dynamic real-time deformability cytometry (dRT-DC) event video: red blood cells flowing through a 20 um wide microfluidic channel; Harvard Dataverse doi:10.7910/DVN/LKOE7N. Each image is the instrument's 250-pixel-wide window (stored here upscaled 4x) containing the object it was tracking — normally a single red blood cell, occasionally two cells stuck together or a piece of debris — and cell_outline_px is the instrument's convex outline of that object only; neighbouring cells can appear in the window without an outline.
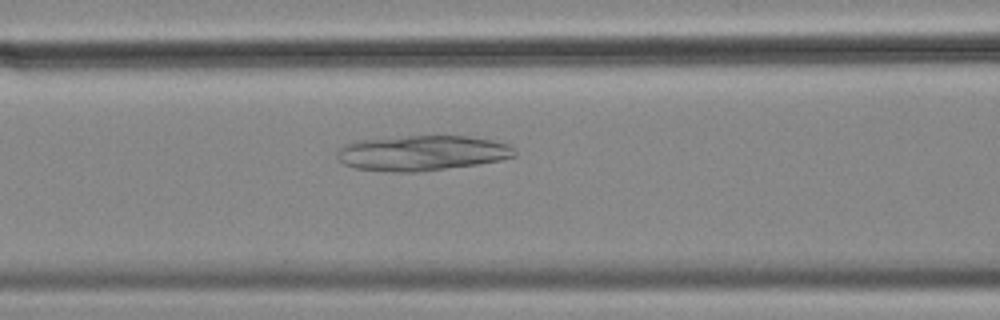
{"species": "common noctule bat (a hibernating species)", "species_latin": "Nyctalus noctula", "temperature_condition": "cold", "stored_images_in_passage": 50, "camera_frame_rate_fps": 3000, "um_per_image_px": 0.085, "animal": {"sex": "female", "body_mass_g": 18.4}, "frame": {"image": 1, "passage_image": 17, "time_ms": 5.333, "image_size_px": [1000, 320], "cell_outline_px": [[516, 156], [500, 160], [476, 164], [416, 172], [392, 172], [352, 168], [336, 160], [336, 152], [344, 144], [356, 140], [408, 136], [468, 136], [492, 140], [508, 144], [516, 152]], "centroid_in_image_um": [35.8, 13.01], "position_along_channel_um": 130.8, "area_um2": 36.53}}
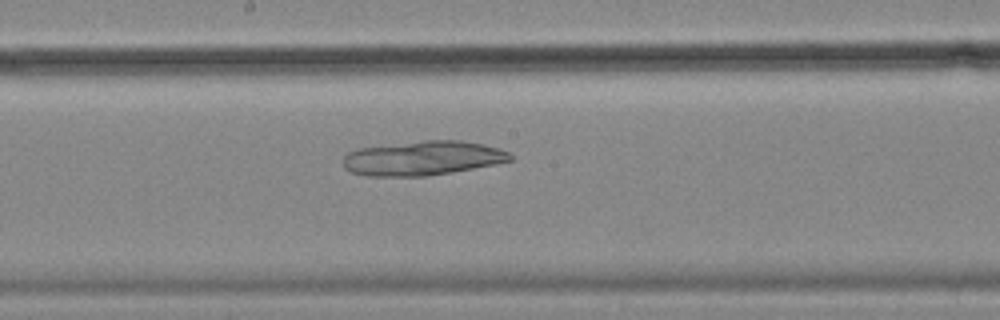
{"frame": {"image": 2, "passage_image": 24, "time_ms": 7.667, "image_size_px": [1000, 320], "cell_outline_px": [[512, 160], [496, 164], [452, 172], [428, 176], [368, 176], [352, 172], [344, 168], [344, 156], [348, 152], [360, 148], [424, 140], [460, 140], [484, 144], [500, 148], [508, 152], [512, 156]], "centroid_in_image_um": [35.96, 13.44], "position_along_channel_um": 212.2, "area_um2": 33.47}}
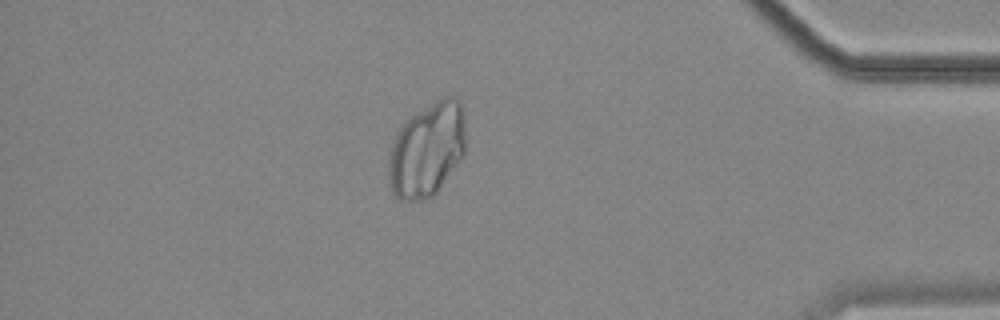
{"frame": {"image": 3, "passage_image": 43, "time_ms": 14.0, "image_size_px": [1000, 320], "cell_outline_px": [[464, 156], [436, 192], [432, 196], [420, 200], [400, 200], [392, 192], [388, 184], [388, 156], [392, 144], [404, 120], [436, 100], [444, 96], [456, 96], [460, 100], [464, 120]], "centroid_in_image_um": [36.28, 12.73], "position_along_channel_um": 398.9, "area_um2": 42.43}}